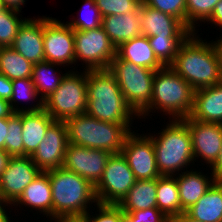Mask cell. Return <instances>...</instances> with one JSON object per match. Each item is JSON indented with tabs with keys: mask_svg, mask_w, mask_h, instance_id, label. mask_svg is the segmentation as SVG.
<instances>
[{
	"mask_svg": "<svg viewBox=\"0 0 222 222\" xmlns=\"http://www.w3.org/2000/svg\"><path fill=\"white\" fill-rule=\"evenodd\" d=\"M196 34L192 32L182 42L170 65L195 90L222 82L218 56L212 42H206Z\"/></svg>",
	"mask_w": 222,
	"mask_h": 222,
	"instance_id": "1",
	"label": "cell"
},
{
	"mask_svg": "<svg viewBox=\"0 0 222 222\" xmlns=\"http://www.w3.org/2000/svg\"><path fill=\"white\" fill-rule=\"evenodd\" d=\"M86 114L115 124H132L135 112L125 101L116 78L108 69L86 70Z\"/></svg>",
	"mask_w": 222,
	"mask_h": 222,
	"instance_id": "2",
	"label": "cell"
},
{
	"mask_svg": "<svg viewBox=\"0 0 222 222\" xmlns=\"http://www.w3.org/2000/svg\"><path fill=\"white\" fill-rule=\"evenodd\" d=\"M46 172L52 190L53 221L82 219L90 210V204L97 205L95 187L80 175L63 167Z\"/></svg>",
	"mask_w": 222,
	"mask_h": 222,
	"instance_id": "3",
	"label": "cell"
},
{
	"mask_svg": "<svg viewBox=\"0 0 222 222\" xmlns=\"http://www.w3.org/2000/svg\"><path fill=\"white\" fill-rule=\"evenodd\" d=\"M194 96L195 89L170 66H164L155 71L151 104L138 118L157 110V113L163 111L170 119H184L190 116Z\"/></svg>",
	"mask_w": 222,
	"mask_h": 222,
	"instance_id": "4",
	"label": "cell"
},
{
	"mask_svg": "<svg viewBox=\"0 0 222 222\" xmlns=\"http://www.w3.org/2000/svg\"><path fill=\"white\" fill-rule=\"evenodd\" d=\"M64 122L68 143L106 150L111 154L121 153L126 137L133 131L131 124L105 122L86 113L70 117Z\"/></svg>",
	"mask_w": 222,
	"mask_h": 222,
	"instance_id": "5",
	"label": "cell"
},
{
	"mask_svg": "<svg viewBox=\"0 0 222 222\" xmlns=\"http://www.w3.org/2000/svg\"><path fill=\"white\" fill-rule=\"evenodd\" d=\"M148 136L153 141L157 168L161 176H176L177 172L194 163L192 138L183 119H171L157 136Z\"/></svg>",
	"mask_w": 222,
	"mask_h": 222,
	"instance_id": "6",
	"label": "cell"
},
{
	"mask_svg": "<svg viewBox=\"0 0 222 222\" xmlns=\"http://www.w3.org/2000/svg\"><path fill=\"white\" fill-rule=\"evenodd\" d=\"M116 78L125 101L138 116L151 104L155 70L138 66L117 55L108 67Z\"/></svg>",
	"mask_w": 222,
	"mask_h": 222,
	"instance_id": "7",
	"label": "cell"
},
{
	"mask_svg": "<svg viewBox=\"0 0 222 222\" xmlns=\"http://www.w3.org/2000/svg\"><path fill=\"white\" fill-rule=\"evenodd\" d=\"M87 106L86 70L68 71L59 87L43 101V108L57 121L84 114Z\"/></svg>",
	"mask_w": 222,
	"mask_h": 222,
	"instance_id": "8",
	"label": "cell"
},
{
	"mask_svg": "<svg viewBox=\"0 0 222 222\" xmlns=\"http://www.w3.org/2000/svg\"><path fill=\"white\" fill-rule=\"evenodd\" d=\"M75 62L86 64L83 70L108 69L111 60L116 56L113 45L104 28L92 30H74Z\"/></svg>",
	"mask_w": 222,
	"mask_h": 222,
	"instance_id": "9",
	"label": "cell"
},
{
	"mask_svg": "<svg viewBox=\"0 0 222 222\" xmlns=\"http://www.w3.org/2000/svg\"><path fill=\"white\" fill-rule=\"evenodd\" d=\"M134 174L122 153L111 154L95 186L98 203L118 204L135 184Z\"/></svg>",
	"mask_w": 222,
	"mask_h": 222,
	"instance_id": "10",
	"label": "cell"
},
{
	"mask_svg": "<svg viewBox=\"0 0 222 222\" xmlns=\"http://www.w3.org/2000/svg\"><path fill=\"white\" fill-rule=\"evenodd\" d=\"M43 44L45 61L64 67L75 64L74 30L67 23L44 16Z\"/></svg>",
	"mask_w": 222,
	"mask_h": 222,
	"instance_id": "11",
	"label": "cell"
},
{
	"mask_svg": "<svg viewBox=\"0 0 222 222\" xmlns=\"http://www.w3.org/2000/svg\"><path fill=\"white\" fill-rule=\"evenodd\" d=\"M131 132L125 139L121 153L125 157L136 180L157 179V168L153 141L148 135Z\"/></svg>",
	"mask_w": 222,
	"mask_h": 222,
	"instance_id": "12",
	"label": "cell"
},
{
	"mask_svg": "<svg viewBox=\"0 0 222 222\" xmlns=\"http://www.w3.org/2000/svg\"><path fill=\"white\" fill-rule=\"evenodd\" d=\"M41 172L31 157H11L0 175V200L12 206Z\"/></svg>",
	"mask_w": 222,
	"mask_h": 222,
	"instance_id": "13",
	"label": "cell"
},
{
	"mask_svg": "<svg viewBox=\"0 0 222 222\" xmlns=\"http://www.w3.org/2000/svg\"><path fill=\"white\" fill-rule=\"evenodd\" d=\"M110 156L111 153L106 150L68 143L62 167L80 175L95 187L103 175Z\"/></svg>",
	"mask_w": 222,
	"mask_h": 222,
	"instance_id": "14",
	"label": "cell"
},
{
	"mask_svg": "<svg viewBox=\"0 0 222 222\" xmlns=\"http://www.w3.org/2000/svg\"><path fill=\"white\" fill-rule=\"evenodd\" d=\"M67 145L68 136L65 122L54 120L48 126L45 138L38 145L31 159L43 172L61 168Z\"/></svg>",
	"mask_w": 222,
	"mask_h": 222,
	"instance_id": "15",
	"label": "cell"
},
{
	"mask_svg": "<svg viewBox=\"0 0 222 222\" xmlns=\"http://www.w3.org/2000/svg\"><path fill=\"white\" fill-rule=\"evenodd\" d=\"M192 138L194 160L199 157L211 167L222 149V124L201 122L190 117L183 119Z\"/></svg>",
	"mask_w": 222,
	"mask_h": 222,
	"instance_id": "16",
	"label": "cell"
},
{
	"mask_svg": "<svg viewBox=\"0 0 222 222\" xmlns=\"http://www.w3.org/2000/svg\"><path fill=\"white\" fill-rule=\"evenodd\" d=\"M27 18L20 26L12 48L32 64L45 61L43 33L44 16Z\"/></svg>",
	"mask_w": 222,
	"mask_h": 222,
	"instance_id": "17",
	"label": "cell"
},
{
	"mask_svg": "<svg viewBox=\"0 0 222 222\" xmlns=\"http://www.w3.org/2000/svg\"><path fill=\"white\" fill-rule=\"evenodd\" d=\"M140 23L142 35L147 37H188L192 32L177 18L141 2Z\"/></svg>",
	"mask_w": 222,
	"mask_h": 222,
	"instance_id": "18",
	"label": "cell"
},
{
	"mask_svg": "<svg viewBox=\"0 0 222 222\" xmlns=\"http://www.w3.org/2000/svg\"><path fill=\"white\" fill-rule=\"evenodd\" d=\"M190 118L201 122L222 124V82L195 90Z\"/></svg>",
	"mask_w": 222,
	"mask_h": 222,
	"instance_id": "19",
	"label": "cell"
},
{
	"mask_svg": "<svg viewBox=\"0 0 222 222\" xmlns=\"http://www.w3.org/2000/svg\"><path fill=\"white\" fill-rule=\"evenodd\" d=\"M175 176L181 203V214L193 206L216 182L213 175H204L198 171H181Z\"/></svg>",
	"mask_w": 222,
	"mask_h": 222,
	"instance_id": "20",
	"label": "cell"
},
{
	"mask_svg": "<svg viewBox=\"0 0 222 222\" xmlns=\"http://www.w3.org/2000/svg\"><path fill=\"white\" fill-rule=\"evenodd\" d=\"M140 22V11H133L127 14L103 17L102 27L113 45L118 48L126 41L142 36Z\"/></svg>",
	"mask_w": 222,
	"mask_h": 222,
	"instance_id": "21",
	"label": "cell"
},
{
	"mask_svg": "<svg viewBox=\"0 0 222 222\" xmlns=\"http://www.w3.org/2000/svg\"><path fill=\"white\" fill-rule=\"evenodd\" d=\"M24 205L49 215L52 220V190L47 172H41L23 191L18 200L11 206Z\"/></svg>",
	"mask_w": 222,
	"mask_h": 222,
	"instance_id": "22",
	"label": "cell"
},
{
	"mask_svg": "<svg viewBox=\"0 0 222 222\" xmlns=\"http://www.w3.org/2000/svg\"><path fill=\"white\" fill-rule=\"evenodd\" d=\"M54 119L44 108L39 111L22 112V139L24 156L31 157L45 138L46 130Z\"/></svg>",
	"mask_w": 222,
	"mask_h": 222,
	"instance_id": "23",
	"label": "cell"
},
{
	"mask_svg": "<svg viewBox=\"0 0 222 222\" xmlns=\"http://www.w3.org/2000/svg\"><path fill=\"white\" fill-rule=\"evenodd\" d=\"M116 55L138 66L159 70L164 65L157 59L147 36H139L126 41L116 48Z\"/></svg>",
	"mask_w": 222,
	"mask_h": 222,
	"instance_id": "24",
	"label": "cell"
},
{
	"mask_svg": "<svg viewBox=\"0 0 222 222\" xmlns=\"http://www.w3.org/2000/svg\"><path fill=\"white\" fill-rule=\"evenodd\" d=\"M184 213L199 222H222V181H216L210 189Z\"/></svg>",
	"mask_w": 222,
	"mask_h": 222,
	"instance_id": "25",
	"label": "cell"
},
{
	"mask_svg": "<svg viewBox=\"0 0 222 222\" xmlns=\"http://www.w3.org/2000/svg\"><path fill=\"white\" fill-rule=\"evenodd\" d=\"M157 179L136 180L133 187L117 204L123 211L157 207Z\"/></svg>",
	"mask_w": 222,
	"mask_h": 222,
	"instance_id": "26",
	"label": "cell"
},
{
	"mask_svg": "<svg viewBox=\"0 0 222 222\" xmlns=\"http://www.w3.org/2000/svg\"><path fill=\"white\" fill-rule=\"evenodd\" d=\"M157 208L171 221L181 215L178 184L174 176L157 178Z\"/></svg>",
	"mask_w": 222,
	"mask_h": 222,
	"instance_id": "27",
	"label": "cell"
},
{
	"mask_svg": "<svg viewBox=\"0 0 222 222\" xmlns=\"http://www.w3.org/2000/svg\"><path fill=\"white\" fill-rule=\"evenodd\" d=\"M57 65L61 67L60 64L47 61L33 64L31 79L37 95L41 97L42 101H45L59 87L65 76V74H60L61 72L54 69Z\"/></svg>",
	"mask_w": 222,
	"mask_h": 222,
	"instance_id": "28",
	"label": "cell"
},
{
	"mask_svg": "<svg viewBox=\"0 0 222 222\" xmlns=\"http://www.w3.org/2000/svg\"><path fill=\"white\" fill-rule=\"evenodd\" d=\"M33 64L12 47H0V74L10 80L30 78Z\"/></svg>",
	"mask_w": 222,
	"mask_h": 222,
	"instance_id": "29",
	"label": "cell"
},
{
	"mask_svg": "<svg viewBox=\"0 0 222 222\" xmlns=\"http://www.w3.org/2000/svg\"><path fill=\"white\" fill-rule=\"evenodd\" d=\"M12 87H13V93L9 100L10 107L13 110L14 113L19 112H26V111H39L43 108V101L40 97H38L35 86L33 84V81L30 78H23V79H15L12 80ZM39 100L37 101V99ZM22 100H27V102L30 100H36V105H32L28 108H20L17 106L19 104L18 102H22ZM17 103V104H16ZM16 104V106H15Z\"/></svg>",
	"mask_w": 222,
	"mask_h": 222,
	"instance_id": "30",
	"label": "cell"
},
{
	"mask_svg": "<svg viewBox=\"0 0 222 222\" xmlns=\"http://www.w3.org/2000/svg\"><path fill=\"white\" fill-rule=\"evenodd\" d=\"M187 37H148L157 59L164 65L170 66L178 53L179 47Z\"/></svg>",
	"mask_w": 222,
	"mask_h": 222,
	"instance_id": "31",
	"label": "cell"
},
{
	"mask_svg": "<svg viewBox=\"0 0 222 222\" xmlns=\"http://www.w3.org/2000/svg\"><path fill=\"white\" fill-rule=\"evenodd\" d=\"M21 11L5 8L0 11V47H11L22 23L27 18H19Z\"/></svg>",
	"mask_w": 222,
	"mask_h": 222,
	"instance_id": "32",
	"label": "cell"
},
{
	"mask_svg": "<svg viewBox=\"0 0 222 222\" xmlns=\"http://www.w3.org/2000/svg\"><path fill=\"white\" fill-rule=\"evenodd\" d=\"M220 0H186V27L196 32L195 24L206 22ZM198 21V22H197Z\"/></svg>",
	"mask_w": 222,
	"mask_h": 222,
	"instance_id": "33",
	"label": "cell"
},
{
	"mask_svg": "<svg viewBox=\"0 0 222 222\" xmlns=\"http://www.w3.org/2000/svg\"><path fill=\"white\" fill-rule=\"evenodd\" d=\"M22 112L8 117V136L5 138V152L10 157L24 156L22 139Z\"/></svg>",
	"mask_w": 222,
	"mask_h": 222,
	"instance_id": "34",
	"label": "cell"
},
{
	"mask_svg": "<svg viewBox=\"0 0 222 222\" xmlns=\"http://www.w3.org/2000/svg\"><path fill=\"white\" fill-rule=\"evenodd\" d=\"M83 6L85 7L84 10H86L88 13L85 11H84L85 13L81 12L83 13L81 14L82 16L80 15L81 17L77 16V19H75L74 17V19L72 18L70 22H66V23L73 30H82V31L97 29L100 26H102V17L99 12V9L96 7L95 0H85ZM84 7H82V9Z\"/></svg>",
	"mask_w": 222,
	"mask_h": 222,
	"instance_id": "35",
	"label": "cell"
},
{
	"mask_svg": "<svg viewBox=\"0 0 222 222\" xmlns=\"http://www.w3.org/2000/svg\"><path fill=\"white\" fill-rule=\"evenodd\" d=\"M142 0H95L101 17L140 11Z\"/></svg>",
	"mask_w": 222,
	"mask_h": 222,
	"instance_id": "36",
	"label": "cell"
},
{
	"mask_svg": "<svg viewBox=\"0 0 222 222\" xmlns=\"http://www.w3.org/2000/svg\"><path fill=\"white\" fill-rule=\"evenodd\" d=\"M142 2L177 18L186 26V0H142Z\"/></svg>",
	"mask_w": 222,
	"mask_h": 222,
	"instance_id": "37",
	"label": "cell"
},
{
	"mask_svg": "<svg viewBox=\"0 0 222 222\" xmlns=\"http://www.w3.org/2000/svg\"><path fill=\"white\" fill-rule=\"evenodd\" d=\"M96 216L89 214L90 211L82 218L84 222H124V212L117 204H101L97 203Z\"/></svg>",
	"mask_w": 222,
	"mask_h": 222,
	"instance_id": "38",
	"label": "cell"
},
{
	"mask_svg": "<svg viewBox=\"0 0 222 222\" xmlns=\"http://www.w3.org/2000/svg\"><path fill=\"white\" fill-rule=\"evenodd\" d=\"M123 212L124 222H171L157 207Z\"/></svg>",
	"mask_w": 222,
	"mask_h": 222,
	"instance_id": "39",
	"label": "cell"
},
{
	"mask_svg": "<svg viewBox=\"0 0 222 222\" xmlns=\"http://www.w3.org/2000/svg\"><path fill=\"white\" fill-rule=\"evenodd\" d=\"M13 93L12 80L0 74V98L9 102Z\"/></svg>",
	"mask_w": 222,
	"mask_h": 222,
	"instance_id": "40",
	"label": "cell"
},
{
	"mask_svg": "<svg viewBox=\"0 0 222 222\" xmlns=\"http://www.w3.org/2000/svg\"><path fill=\"white\" fill-rule=\"evenodd\" d=\"M208 21L209 23L216 25V27L219 26L220 28H222V0H220L216 4L214 11L207 22Z\"/></svg>",
	"mask_w": 222,
	"mask_h": 222,
	"instance_id": "41",
	"label": "cell"
},
{
	"mask_svg": "<svg viewBox=\"0 0 222 222\" xmlns=\"http://www.w3.org/2000/svg\"><path fill=\"white\" fill-rule=\"evenodd\" d=\"M8 136V117H0V149L5 151V138Z\"/></svg>",
	"mask_w": 222,
	"mask_h": 222,
	"instance_id": "42",
	"label": "cell"
},
{
	"mask_svg": "<svg viewBox=\"0 0 222 222\" xmlns=\"http://www.w3.org/2000/svg\"><path fill=\"white\" fill-rule=\"evenodd\" d=\"M210 168L212 173L209 174H212L216 181H222V149L217 160Z\"/></svg>",
	"mask_w": 222,
	"mask_h": 222,
	"instance_id": "43",
	"label": "cell"
},
{
	"mask_svg": "<svg viewBox=\"0 0 222 222\" xmlns=\"http://www.w3.org/2000/svg\"><path fill=\"white\" fill-rule=\"evenodd\" d=\"M10 103L0 98V117H9L13 114Z\"/></svg>",
	"mask_w": 222,
	"mask_h": 222,
	"instance_id": "44",
	"label": "cell"
},
{
	"mask_svg": "<svg viewBox=\"0 0 222 222\" xmlns=\"http://www.w3.org/2000/svg\"><path fill=\"white\" fill-rule=\"evenodd\" d=\"M6 8H12L21 11L22 5L24 6L26 0H2Z\"/></svg>",
	"mask_w": 222,
	"mask_h": 222,
	"instance_id": "45",
	"label": "cell"
},
{
	"mask_svg": "<svg viewBox=\"0 0 222 222\" xmlns=\"http://www.w3.org/2000/svg\"><path fill=\"white\" fill-rule=\"evenodd\" d=\"M212 44L218 56L220 71L222 75V36L220 37V39L218 38L217 41H213Z\"/></svg>",
	"mask_w": 222,
	"mask_h": 222,
	"instance_id": "46",
	"label": "cell"
},
{
	"mask_svg": "<svg viewBox=\"0 0 222 222\" xmlns=\"http://www.w3.org/2000/svg\"><path fill=\"white\" fill-rule=\"evenodd\" d=\"M11 157L2 149H0V175L6 169L7 163Z\"/></svg>",
	"mask_w": 222,
	"mask_h": 222,
	"instance_id": "47",
	"label": "cell"
},
{
	"mask_svg": "<svg viewBox=\"0 0 222 222\" xmlns=\"http://www.w3.org/2000/svg\"><path fill=\"white\" fill-rule=\"evenodd\" d=\"M10 206L9 204L0 200V222H11L10 217L8 216L7 212L5 211V207Z\"/></svg>",
	"mask_w": 222,
	"mask_h": 222,
	"instance_id": "48",
	"label": "cell"
},
{
	"mask_svg": "<svg viewBox=\"0 0 222 222\" xmlns=\"http://www.w3.org/2000/svg\"><path fill=\"white\" fill-rule=\"evenodd\" d=\"M171 222H199L190 217H188L185 213H182L177 218L173 219Z\"/></svg>",
	"mask_w": 222,
	"mask_h": 222,
	"instance_id": "49",
	"label": "cell"
},
{
	"mask_svg": "<svg viewBox=\"0 0 222 222\" xmlns=\"http://www.w3.org/2000/svg\"><path fill=\"white\" fill-rule=\"evenodd\" d=\"M55 222H84L83 219H58Z\"/></svg>",
	"mask_w": 222,
	"mask_h": 222,
	"instance_id": "50",
	"label": "cell"
},
{
	"mask_svg": "<svg viewBox=\"0 0 222 222\" xmlns=\"http://www.w3.org/2000/svg\"><path fill=\"white\" fill-rule=\"evenodd\" d=\"M6 7L4 6L2 0H0V11H2L3 9H5Z\"/></svg>",
	"mask_w": 222,
	"mask_h": 222,
	"instance_id": "51",
	"label": "cell"
}]
</instances>
